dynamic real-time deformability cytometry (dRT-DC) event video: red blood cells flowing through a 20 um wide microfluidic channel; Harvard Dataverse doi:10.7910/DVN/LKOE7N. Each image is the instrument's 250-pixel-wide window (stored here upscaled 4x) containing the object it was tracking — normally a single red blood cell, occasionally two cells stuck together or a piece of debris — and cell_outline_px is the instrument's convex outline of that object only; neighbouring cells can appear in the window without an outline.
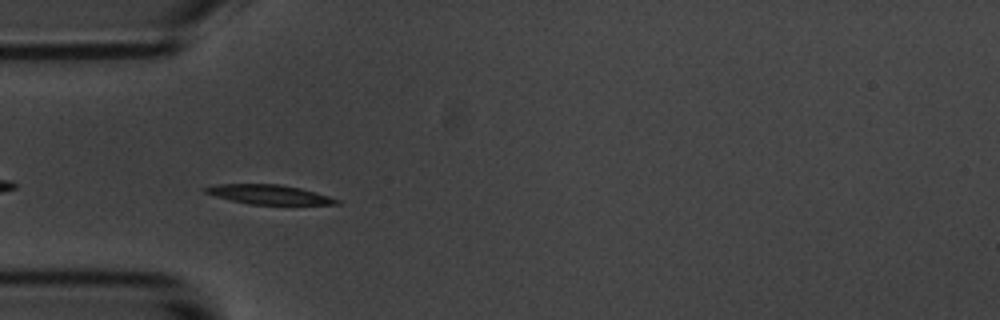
{"species": "common noctule bat (a hibernating species)", "species_latin": "Nyctalus noctula", "temperature_condition": "room temperature", "stored_images_in_passage": 43, "camera_frame_rate_fps": 3000, "um_per_image_px": 0.085, "animal": {"sex": "male", "body_mass_g": 20.1, "forearm_length_mm": 53.5}, "frame": {"image": 1, "passage_image": 3, "time_ms": 0.667, "image_size_px": [1000, 320], "cell_outline_px": [[344, 200], [340, 204], [248, 204], [216, 196], [204, 192], [200, 188], [216, 184], [280, 184], [300, 188]], "centroid_in_image_um": [22.87, 16.52], "position_along_channel_um": 62.1, "area_um2": 14.85}}
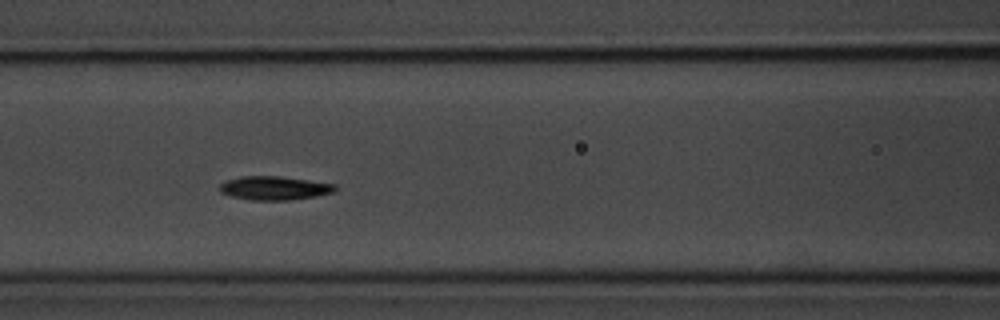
{"frame": {"image": 2, "passage_image": 10, "time_ms": 3.0, "image_size_px": [1000, 320], "cell_outline_px": [[336, 188], [332, 192], [316, 196], [292, 200], [252, 200], [232, 196], [220, 192], [220, 184], [224, 180], [240, 176], [280, 176], [336, 184]], "centroid_in_image_um": [23.29, 15.98], "position_along_channel_um": 143.3, "area_um2": 15.95}}
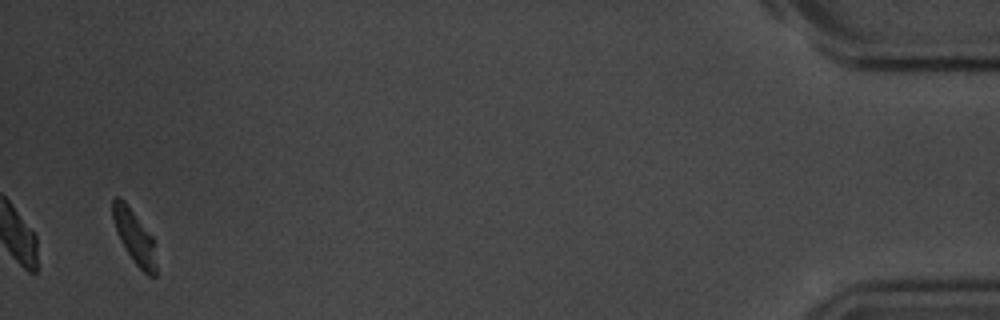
{"frame": {"image": 3, "passage_image": 41, "time_ms": 13.333, "image_size_px": [1000, 320], "cell_outline_px": [[156, 276], [148, 276], [136, 264], [124, 248], [116, 232], [112, 216], [112, 200], [116, 196], [120, 196], [124, 200], [152, 236], [156, 264]], "centroid_in_image_um": [11.39, 20.1], "position_along_channel_um": 423.8, "area_um2": 13.47}, "authors_computed_cell_mechanics": {"area_um2": 15.1436, "velocity_mm_per_s": 3.525, "shape_relaxation_time_tau1_ms": 1.888, "shape_relaxation_time_tau2_ms": 5.217, "deformation_change_tau1": 0.1354, "deformation_change_tau2": 0.0448}}